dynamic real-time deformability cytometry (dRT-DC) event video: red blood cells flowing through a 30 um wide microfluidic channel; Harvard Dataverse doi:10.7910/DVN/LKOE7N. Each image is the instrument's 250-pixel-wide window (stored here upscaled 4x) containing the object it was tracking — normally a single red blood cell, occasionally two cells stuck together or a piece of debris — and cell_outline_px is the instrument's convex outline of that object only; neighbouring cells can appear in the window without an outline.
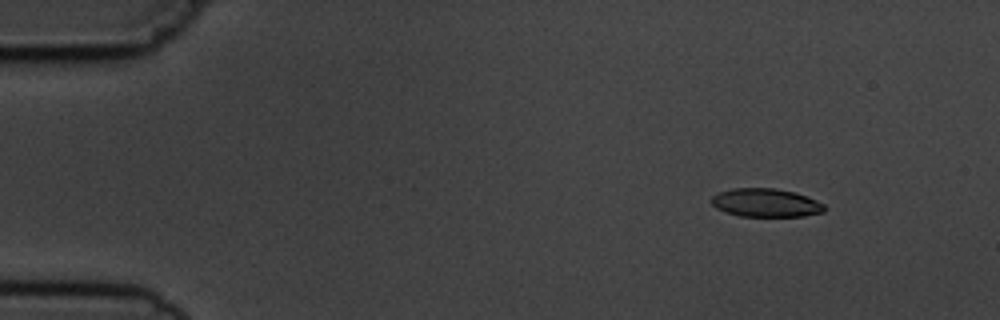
{"species": "common noctule bat (a hibernating species)", "species_latin": "Nyctalus noctula", "temperature_condition": "cold", "stored_images_in_passage": 6, "camera_frame_rate_fps": 3000, "um_per_image_px": 0.085, "animal": {"sex": "male", "body_mass_g": 19.5, "forearm_length_mm": 54.6}, "frame": {"image": 1, "passage_image": 2, "time_ms": 1.0, "image_size_px": [1000, 320], "cell_outline_px": [[824, 212], [804, 216], [740, 216], [724, 212], [716, 208], [712, 204], [712, 196], [720, 192], [732, 188], [776, 188], [796, 192], [816, 200], [824, 204]], "centroid_in_image_um": [65.09, 17.23], "position_along_channel_um": 19.9, "area_um2": 18.73}}
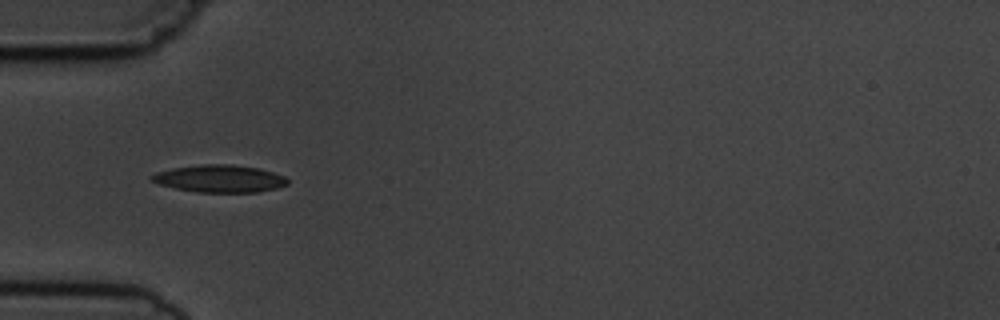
{"frame": {"image": 2, "passage_image": 5, "time_ms": 4.667, "image_size_px": [1000, 320], "cell_outline_px": [[288, 184], [276, 188], [256, 192], [196, 192], [176, 188], [160, 184], [152, 180], [148, 176], [156, 172], [172, 168], [200, 164], [232, 164], [260, 168], [284, 176], [288, 180]], "centroid_in_image_um": [18.66, 15.17], "position_along_channel_um": 66.3, "area_um2": 21.68}}
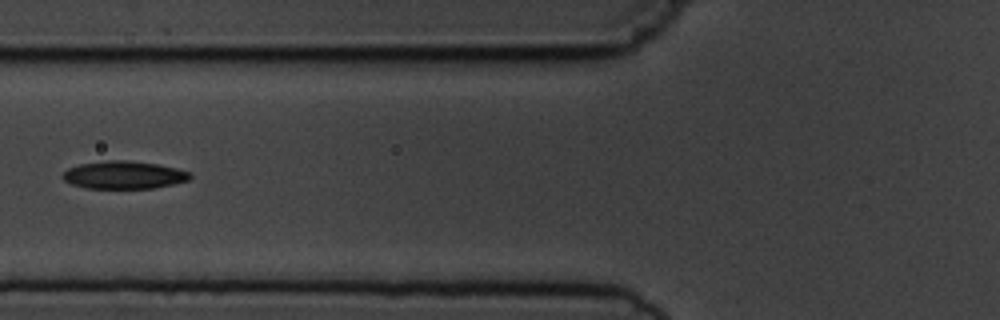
{"frame": {"image": 3, "passage_image": 6, "time_ms": 6.0, "image_size_px": [1000, 320], "cell_outline_px": [[192, 176], [188, 180], [172, 184], [152, 188], [84, 188], [72, 184], [64, 180], [60, 176], [68, 168], [80, 164], [104, 160], [128, 160], [156, 164], [176, 168], [188, 172]], "centroid_in_image_um": [10.48, 14.87], "position_along_channel_um": 115.3, "area_um2": 20.52}}